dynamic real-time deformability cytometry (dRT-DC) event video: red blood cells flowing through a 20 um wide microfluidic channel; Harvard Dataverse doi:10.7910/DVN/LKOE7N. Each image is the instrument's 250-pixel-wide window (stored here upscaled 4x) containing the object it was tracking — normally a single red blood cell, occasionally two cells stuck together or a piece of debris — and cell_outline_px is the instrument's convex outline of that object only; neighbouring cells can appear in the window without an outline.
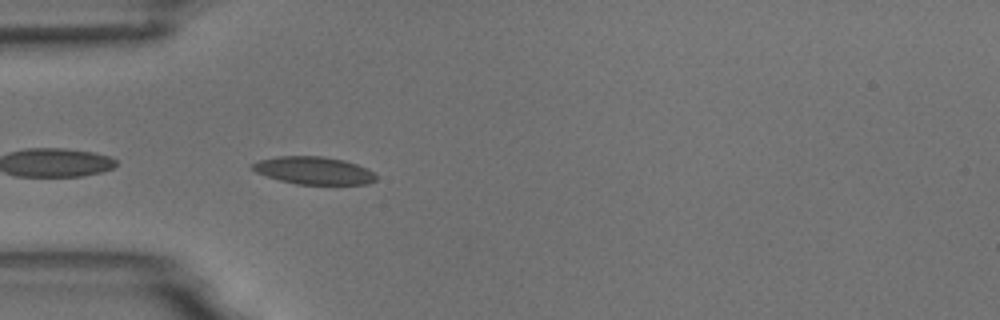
{"species": "common noctule bat (a hibernating species)", "species_latin": "Nyctalus noctula", "temperature_condition": "room temperature", "stored_images_in_passage": 3, "camera_frame_rate_fps": 3000, "um_per_image_px": 0.085, "animal": {"sex": "male", "body_mass_g": 18.8}, "frame": {"image": 1, "passage_image": 3, "time_ms": 3.333, "image_size_px": [1000, 320], "cell_outline_px": [[376, 180], [368, 184], [296, 184], [280, 180], [256, 172], [252, 168], [252, 164], [260, 160], [276, 156], [324, 156], [344, 160], [356, 164], [372, 172], [376, 176]], "centroid_in_image_um": [26.67, 14.49], "position_along_channel_um": 58.3, "area_um2": 19.65}}